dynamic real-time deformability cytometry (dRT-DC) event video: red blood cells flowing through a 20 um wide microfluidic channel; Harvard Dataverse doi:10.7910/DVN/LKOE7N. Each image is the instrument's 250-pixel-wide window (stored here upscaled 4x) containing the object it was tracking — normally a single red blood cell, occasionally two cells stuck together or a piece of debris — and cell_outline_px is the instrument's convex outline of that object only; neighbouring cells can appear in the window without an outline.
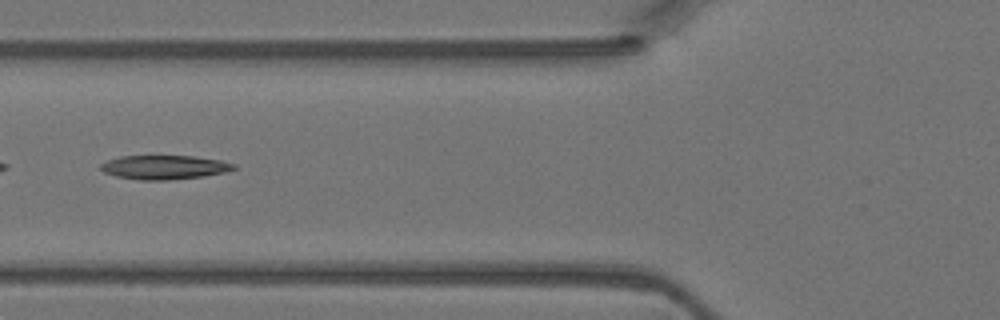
{"species": "Egyptian fruit bat (a non-hibernating species)", "species_latin": "Rousettus aegyptiacus", "temperature_condition": "warm", "stored_images_in_passage": 45, "camera_frame_rate_fps": 3000, "um_per_image_px": 0.085, "animal": {"sex": "female"}, "frame": {"image": 1, "passage_image": 17, "time_ms": 5.333, "image_size_px": [1000, 320], "cell_outline_px": [[236, 168], [224, 172], [204, 176], [168, 180], [140, 180], [116, 176], [104, 172], [100, 168], [100, 164], [108, 160], [120, 156], [192, 156], [220, 160], [236, 164]], "centroid_in_image_um": [13.96, 14.22], "position_along_channel_um": 111.8, "area_um2": 18.55}}
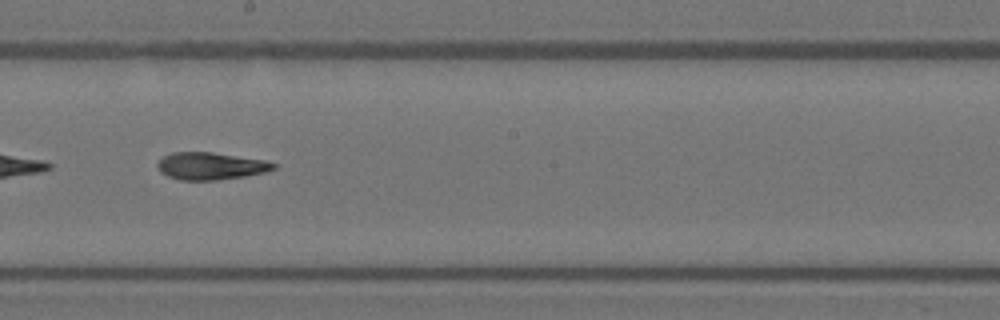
{"frame": {"image": 2, "passage_image": 25, "time_ms": 8.0, "image_size_px": [1000, 320], "cell_outline_px": [[276, 168], [264, 172], [244, 176], [216, 180], [180, 180], [168, 176], [160, 172], [156, 164], [164, 156], [172, 152], [212, 152], [264, 160], [276, 164]], "centroid_in_image_um": [17.88, 14.11], "position_along_channel_um": 230.3, "area_um2": 18.32}}
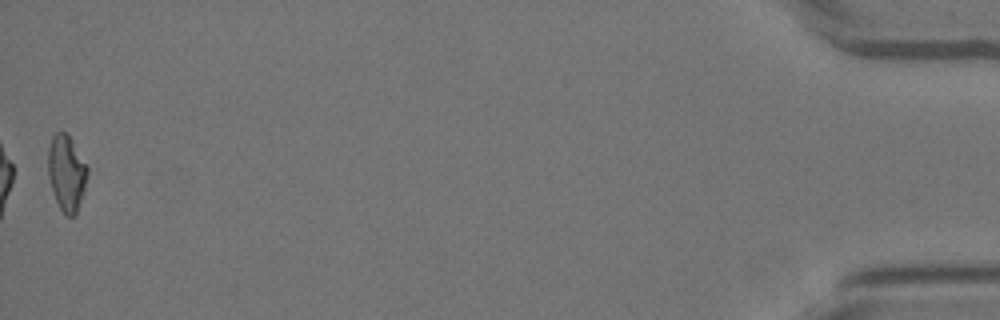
{"frame": {"image": 3, "passage_image": 45, "time_ms": 14.667, "image_size_px": [1000, 320], "cell_outline_px": [[88, 172], [84, 188], [76, 216], [64, 216], [56, 200], [48, 176], [48, 148], [52, 136], [56, 132], [64, 132], [72, 140], [88, 168]], "centroid_in_image_um": [5.64, 14.72], "position_along_channel_um": 429.6, "area_um2": 17.22}}